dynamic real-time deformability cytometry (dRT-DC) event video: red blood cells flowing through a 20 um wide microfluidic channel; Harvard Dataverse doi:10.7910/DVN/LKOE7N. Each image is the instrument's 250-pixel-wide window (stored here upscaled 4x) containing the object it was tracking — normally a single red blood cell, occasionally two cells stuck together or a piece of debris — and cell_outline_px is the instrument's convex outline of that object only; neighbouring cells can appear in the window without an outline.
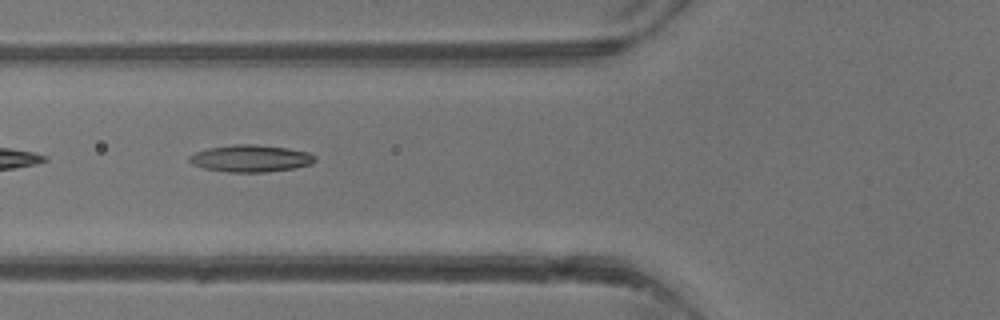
{"species": "common noctule bat (a hibernating species)", "species_latin": "Nyctalus noctula", "temperature_condition": "warm", "stored_images_in_passage": 4, "camera_frame_rate_fps": 3000, "um_per_image_px": 0.085, "animal": {"sex": "male", "body_mass_g": 13.3}, "frame": {"image": 1, "passage_image": 4, "time_ms": 3.333, "image_size_px": [1000, 320], "cell_outline_px": [[316, 160], [312, 164], [296, 168], [264, 172], [228, 172], [204, 168], [192, 164], [188, 160], [188, 156], [196, 152], [208, 148], [236, 144], [252, 144], [288, 148], [308, 152], [316, 156]], "centroid_in_image_um": [21.32, 13.47], "position_along_channel_um": 104.5, "area_um2": 19.83}}